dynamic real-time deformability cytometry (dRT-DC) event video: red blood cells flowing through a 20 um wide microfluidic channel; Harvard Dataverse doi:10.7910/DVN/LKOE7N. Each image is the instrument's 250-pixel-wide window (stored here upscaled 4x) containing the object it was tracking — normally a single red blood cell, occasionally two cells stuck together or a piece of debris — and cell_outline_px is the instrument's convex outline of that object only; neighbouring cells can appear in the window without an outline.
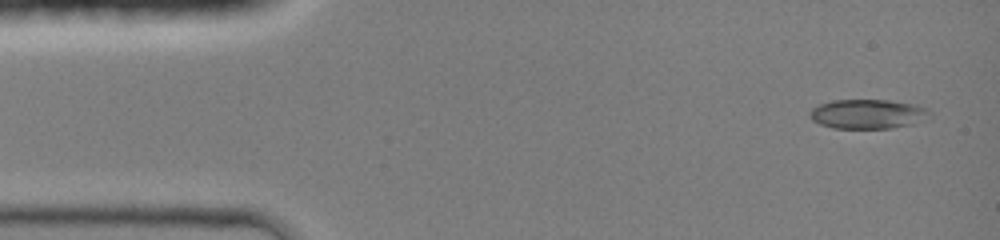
{"species": "common noctule bat (a hibernating species)", "species_latin": "Nyctalus noctula", "temperature_condition": "room temperature", "stored_images_in_passage": 44, "camera_frame_rate_fps": 3000, "um_per_image_px": 0.085, "animal": {"sex": "female", "body_mass_g": 19.0, "forearm_length_mm": 51.5}, "frame": {"image": 1, "passage_image": 2, "time_ms": 0.333, "image_size_px": [1000, 240], "cell_outline_px": [[932, 116], [912, 124], [892, 128], [832, 128], [820, 124], [812, 120], [808, 116], [808, 112], [812, 108], [820, 104], [832, 100], [888, 100], [916, 104], [928, 108], [932, 112]], "centroid_in_image_um": [73.77, 9.68], "position_along_channel_um": 11.2, "area_um2": 20.81}}
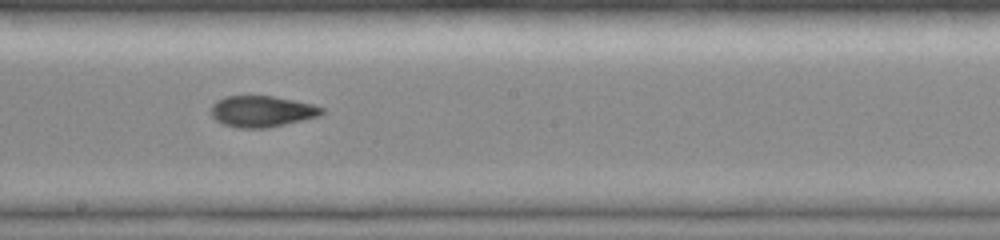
{"frame": {"image": 2, "passage_image": 24, "time_ms": 7.667, "image_size_px": [1000, 240], "cell_outline_px": [[324, 112], [320, 116], [268, 128], [240, 128], [224, 124], [216, 120], [212, 116], [212, 104], [216, 100], [224, 96], [272, 96], [312, 104], [324, 108]], "centroid_in_image_um": [22.26, 9.47], "position_along_channel_um": 225.9, "area_um2": 20.06}}
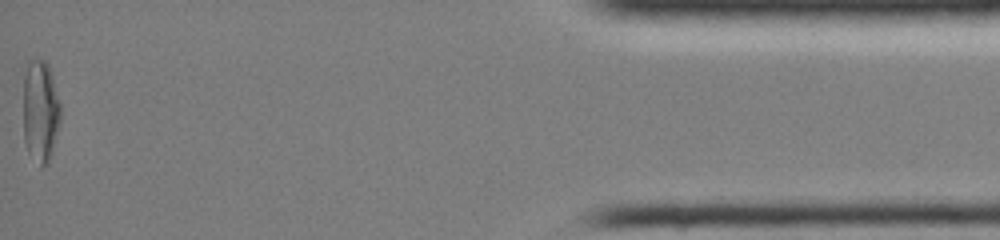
{"frame": {"image": 3, "passage_image": 44, "time_ms": 14.333, "image_size_px": [1000, 240], "cell_outline_px": [[60, 120], [52, 152], [48, 164], [40, 168], [28, 152], [24, 140], [20, 68], [28, 60], [36, 56], [44, 60], [48, 64], [52, 76], [60, 104]], "centroid_in_image_um": [3.35, 9.33], "position_along_channel_um": 431.9, "area_um2": 23.7}, "authors_computed_cell_mechanics": {"area_um2": 20.2011, "velocity_mm_per_s": 4.3022, "shape_relaxation_time_tau1_ms": null, "shape_relaxation_time_tau2_ms": 1.7065, "deformation_change_tau1": null, "deformation_change_tau2": 0.0538}}